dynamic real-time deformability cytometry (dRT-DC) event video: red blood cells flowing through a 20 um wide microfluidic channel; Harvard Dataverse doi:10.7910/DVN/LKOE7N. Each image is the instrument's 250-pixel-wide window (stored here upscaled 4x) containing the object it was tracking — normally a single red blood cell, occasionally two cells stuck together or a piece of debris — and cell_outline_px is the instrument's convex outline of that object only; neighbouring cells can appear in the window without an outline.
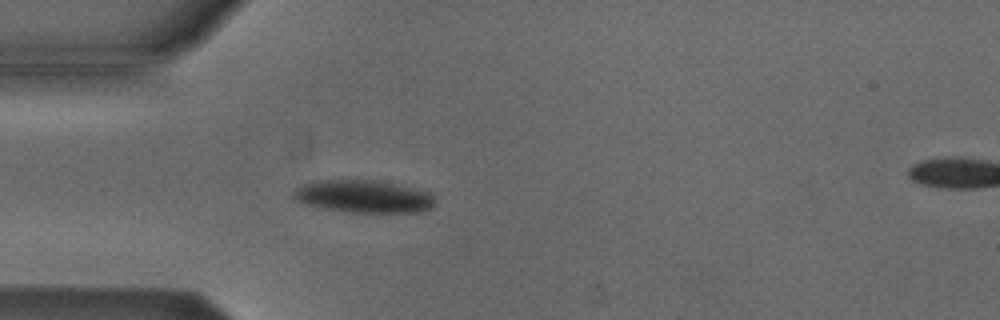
{"species": "Egyptian fruit bat (a non-hibernating species)", "species_latin": "Rousettus aegyptiacus", "temperature_condition": "cold", "stored_images_in_passage": 39, "camera_frame_rate_fps": 3000, "um_per_image_px": 0.085, "animal": {"sex": "male"}, "frame": {"image": 1, "passage_image": 10, "time_ms": 3.0, "image_size_px": [1000, 320], "cell_outline_px": [[436, 204], [432, 208], [420, 212], [348, 212], [320, 208], [304, 204], [296, 200], [292, 196], [292, 192], [300, 184], [312, 180], [380, 180], [400, 184], [432, 192], [436, 196]], "centroid_in_image_um": [30.93, 16.68], "position_along_channel_um": 54.1, "area_um2": 27.69}}
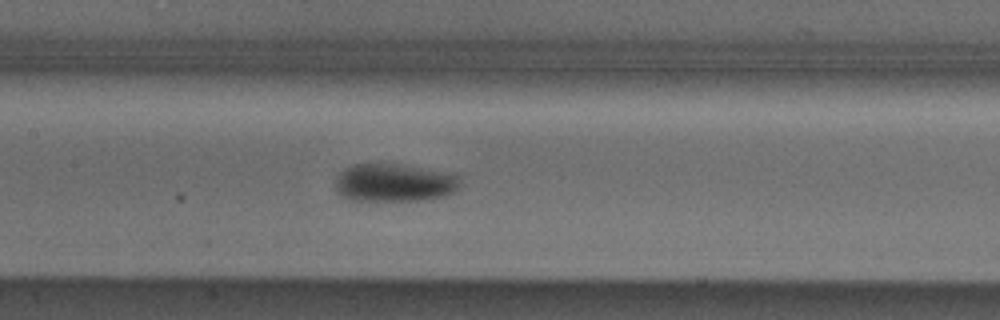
{"frame": {"image": 2, "passage_image": 20, "time_ms": 6.333, "image_size_px": [1000, 320], "cell_outline_px": [[460, 188], [456, 192], [444, 196], [424, 200], [348, 200], [336, 188], [336, 176], [344, 168], [352, 164], [396, 164], [460, 172]], "centroid_in_image_um": [33.62, 15.51], "position_along_channel_um": 173.8, "area_um2": 28.21}}
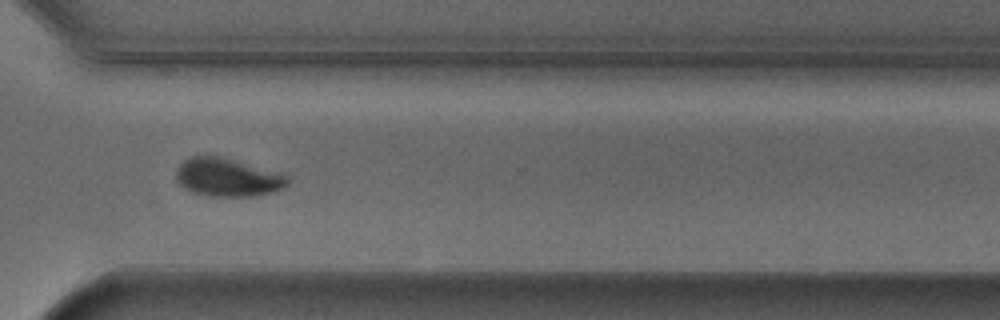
{"frame": {"image": 3, "passage_image": 34, "time_ms": 11.0, "image_size_px": [1000, 320], "cell_outline_px": [[288, 184], [284, 188], [272, 192], [252, 196], [208, 196], [192, 192], [184, 188], [176, 180], [176, 168], [184, 160], [192, 156], [220, 156], [280, 172], [288, 176]], "centroid_in_image_um": [19.34, 15.07], "position_along_channel_um": 351.3, "area_um2": 24.91}, "authors_computed_cell_mechanics": {"area_um2": 26.8192, "velocity_mm_per_s": 3.7986, "shape_relaxation_time_tau1_ms": 2.6934, "shape_relaxation_time_tau2_ms": null, "deformation_change_tau1": 0.1238, "deformation_change_tau2": null}}